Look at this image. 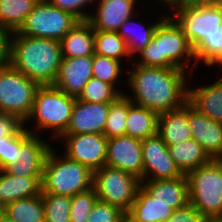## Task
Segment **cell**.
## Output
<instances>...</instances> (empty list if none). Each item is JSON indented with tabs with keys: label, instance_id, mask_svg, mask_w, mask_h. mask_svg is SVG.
I'll list each match as a JSON object with an SVG mask.
<instances>
[{
	"label": "cell",
	"instance_id": "1",
	"mask_svg": "<svg viewBox=\"0 0 222 222\" xmlns=\"http://www.w3.org/2000/svg\"><path fill=\"white\" fill-rule=\"evenodd\" d=\"M132 64L134 67L127 70L128 76L124 79L131 89V95L128 92L124 94L132 103L153 110L159 115L180 108L187 102L188 83L193 74L190 76L189 72L181 68Z\"/></svg>",
	"mask_w": 222,
	"mask_h": 222
},
{
	"label": "cell",
	"instance_id": "2",
	"mask_svg": "<svg viewBox=\"0 0 222 222\" xmlns=\"http://www.w3.org/2000/svg\"><path fill=\"white\" fill-rule=\"evenodd\" d=\"M60 41L12 32L9 64L40 86L53 85L62 61Z\"/></svg>",
	"mask_w": 222,
	"mask_h": 222
},
{
	"label": "cell",
	"instance_id": "3",
	"mask_svg": "<svg viewBox=\"0 0 222 222\" xmlns=\"http://www.w3.org/2000/svg\"><path fill=\"white\" fill-rule=\"evenodd\" d=\"M137 56L134 64L145 67L181 68L189 70L190 75L198 68L193 47L169 15L158 24L150 43Z\"/></svg>",
	"mask_w": 222,
	"mask_h": 222
},
{
	"label": "cell",
	"instance_id": "4",
	"mask_svg": "<svg viewBox=\"0 0 222 222\" xmlns=\"http://www.w3.org/2000/svg\"><path fill=\"white\" fill-rule=\"evenodd\" d=\"M75 100V97L67 95L53 85L40 86L36 91L31 113L23 126L32 135L40 136L49 129L52 131V134L49 133L50 138L57 140L67 129ZM29 121L34 122L30 125L33 126L31 129L28 126L31 124Z\"/></svg>",
	"mask_w": 222,
	"mask_h": 222
},
{
	"label": "cell",
	"instance_id": "5",
	"mask_svg": "<svg viewBox=\"0 0 222 222\" xmlns=\"http://www.w3.org/2000/svg\"><path fill=\"white\" fill-rule=\"evenodd\" d=\"M50 149L41 180L42 194L74 196L93 187V172L77 161Z\"/></svg>",
	"mask_w": 222,
	"mask_h": 222
},
{
	"label": "cell",
	"instance_id": "6",
	"mask_svg": "<svg viewBox=\"0 0 222 222\" xmlns=\"http://www.w3.org/2000/svg\"><path fill=\"white\" fill-rule=\"evenodd\" d=\"M189 201L204 218H222V159L189 172Z\"/></svg>",
	"mask_w": 222,
	"mask_h": 222
},
{
	"label": "cell",
	"instance_id": "7",
	"mask_svg": "<svg viewBox=\"0 0 222 222\" xmlns=\"http://www.w3.org/2000/svg\"><path fill=\"white\" fill-rule=\"evenodd\" d=\"M40 85L13 68L0 67V113L16 116L21 122L29 117Z\"/></svg>",
	"mask_w": 222,
	"mask_h": 222
},
{
	"label": "cell",
	"instance_id": "8",
	"mask_svg": "<svg viewBox=\"0 0 222 222\" xmlns=\"http://www.w3.org/2000/svg\"><path fill=\"white\" fill-rule=\"evenodd\" d=\"M98 200L129 212L141 187V179L119 168L105 165L93 172Z\"/></svg>",
	"mask_w": 222,
	"mask_h": 222
},
{
	"label": "cell",
	"instance_id": "9",
	"mask_svg": "<svg viewBox=\"0 0 222 222\" xmlns=\"http://www.w3.org/2000/svg\"><path fill=\"white\" fill-rule=\"evenodd\" d=\"M80 20L55 7L49 0H39L17 31L28 37L60 41Z\"/></svg>",
	"mask_w": 222,
	"mask_h": 222
},
{
	"label": "cell",
	"instance_id": "10",
	"mask_svg": "<svg viewBox=\"0 0 222 222\" xmlns=\"http://www.w3.org/2000/svg\"><path fill=\"white\" fill-rule=\"evenodd\" d=\"M193 49L222 24V1L213 5L175 8L168 14Z\"/></svg>",
	"mask_w": 222,
	"mask_h": 222
},
{
	"label": "cell",
	"instance_id": "11",
	"mask_svg": "<svg viewBox=\"0 0 222 222\" xmlns=\"http://www.w3.org/2000/svg\"><path fill=\"white\" fill-rule=\"evenodd\" d=\"M63 154L87 166L92 172L106 165L108 139L102 134H61ZM65 142V143H64Z\"/></svg>",
	"mask_w": 222,
	"mask_h": 222
},
{
	"label": "cell",
	"instance_id": "12",
	"mask_svg": "<svg viewBox=\"0 0 222 222\" xmlns=\"http://www.w3.org/2000/svg\"><path fill=\"white\" fill-rule=\"evenodd\" d=\"M142 159L143 180H165L183 176L158 133L142 140Z\"/></svg>",
	"mask_w": 222,
	"mask_h": 222
},
{
	"label": "cell",
	"instance_id": "13",
	"mask_svg": "<svg viewBox=\"0 0 222 222\" xmlns=\"http://www.w3.org/2000/svg\"><path fill=\"white\" fill-rule=\"evenodd\" d=\"M106 165L129 172L143 181L142 140L129 136L108 139Z\"/></svg>",
	"mask_w": 222,
	"mask_h": 222
},
{
	"label": "cell",
	"instance_id": "14",
	"mask_svg": "<svg viewBox=\"0 0 222 222\" xmlns=\"http://www.w3.org/2000/svg\"><path fill=\"white\" fill-rule=\"evenodd\" d=\"M40 135H30L20 145L19 161L4 170L18 177H42L46 157L53 145Z\"/></svg>",
	"mask_w": 222,
	"mask_h": 222
},
{
	"label": "cell",
	"instance_id": "15",
	"mask_svg": "<svg viewBox=\"0 0 222 222\" xmlns=\"http://www.w3.org/2000/svg\"><path fill=\"white\" fill-rule=\"evenodd\" d=\"M110 103H90L76 98L67 129L62 134H104Z\"/></svg>",
	"mask_w": 222,
	"mask_h": 222
},
{
	"label": "cell",
	"instance_id": "16",
	"mask_svg": "<svg viewBox=\"0 0 222 222\" xmlns=\"http://www.w3.org/2000/svg\"><path fill=\"white\" fill-rule=\"evenodd\" d=\"M137 1L140 0H97L87 21L94 30L117 32L126 19L140 14Z\"/></svg>",
	"mask_w": 222,
	"mask_h": 222
},
{
	"label": "cell",
	"instance_id": "17",
	"mask_svg": "<svg viewBox=\"0 0 222 222\" xmlns=\"http://www.w3.org/2000/svg\"><path fill=\"white\" fill-rule=\"evenodd\" d=\"M188 121L192 139L211 159H222V123L198 112L188 103Z\"/></svg>",
	"mask_w": 222,
	"mask_h": 222
},
{
	"label": "cell",
	"instance_id": "18",
	"mask_svg": "<svg viewBox=\"0 0 222 222\" xmlns=\"http://www.w3.org/2000/svg\"><path fill=\"white\" fill-rule=\"evenodd\" d=\"M93 55L76 58H62L54 87L69 96L78 98L84 86L92 77Z\"/></svg>",
	"mask_w": 222,
	"mask_h": 222
},
{
	"label": "cell",
	"instance_id": "19",
	"mask_svg": "<svg viewBox=\"0 0 222 222\" xmlns=\"http://www.w3.org/2000/svg\"><path fill=\"white\" fill-rule=\"evenodd\" d=\"M141 187L153 197L154 200L170 203L174 210L190 203L187 176L165 180H143Z\"/></svg>",
	"mask_w": 222,
	"mask_h": 222
},
{
	"label": "cell",
	"instance_id": "20",
	"mask_svg": "<svg viewBox=\"0 0 222 222\" xmlns=\"http://www.w3.org/2000/svg\"><path fill=\"white\" fill-rule=\"evenodd\" d=\"M212 84L191 87L188 83L187 102L198 112L222 123V77Z\"/></svg>",
	"mask_w": 222,
	"mask_h": 222
},
{
	"label": "cell",
	"instance_id": "21",
	"mask_svg": "<svg viewBox=\"0 0 222 222\" xmlns=\"http://www.w3.org/2000/svg\"><path fill=\"white\" fill-rule=\"evenodd\" d=\"M158 134L168 147L192 138L188 121V102L180 108L159 114Z\"/></svg>",
	"mask_w": 222,
	"mask_h": 222
},
{
	"label": "cell",
	"instance_id": "22",
	"mask_svg": "<svg viewBox=\"0 0 222 222\" xmlns=\"http://www.w3.org/2000/svg\"><path fill=\"white\" fill-rule=\"evenodd\" d=\"M95 30L86 21H79L61 40L63 58H76L94 54Z\"/></svg>",
	"mask_w": 222,
	"mask_h": 222
},
{
	"label": "cell",
	"instance_id": "23",
	"mask_svg": "<svg viewBox=\"0 0 222 222\" xmlns=\"http://www.w3.org/2000/svg\"><path fill=\"white\" fill-rule=\"evenodd\" d=\"M158 15L159 13L156 14L157 18H155L157 19V21H154L153 23L149 22V21H152V19L150 20V17H148L149 18L148 25H145L143 21L137 22L135 20L137 18L136 15L132 16L126 19L124 23L120 26L119 30L117 31L118 34L126 41V44H127V47H128V50L132 59L133 57L137 58L135 57V55L137 56V54L141 52L150 43L151 38L154 35L155 29L157 28L158 24L167 16V13L162 11V14H160V16ZM135 30H137L138 33H136Z\"/></svg>",
	"mask_w": 222,
	"mask_h": 222
},
{
	"label": "cell",
	"instance_id": "24",
	"mask_svg": "<svg viewBox=\"0 0 222 222\" xmlns=\"http://www.w3.org/2000/svg\"><path fill=\"white\" fill-rule=\"evenodd\" d=\"M42 177H18L0 170V203L7 204L41 193Z\"/></svg>",
	"mask_w": 222,
	"mask_h": 222
},
{
	"label": "cell",
	"instance_id": "25",
	"mask_svg": "<svg viewBox=\"0 0 222 222\" xmlns=\"http://www.w3.org/2000/svg\"><path fill=\"white\" fill-rule=\"evenodd\" d=\"M173 211L170 203L154 200L140 187L127 215L135 222H166Z\"/></svg>",
	"mask_w": 222,
	"mask_h": 222
},
{
	"label": "cell",
	"instance_id": "26",
	"mask_svg": "<svg viewBox=\"0 0 222 222\" xmlns=\"http://www.w3.org/2000/svg\"><path fill=\"white\" fill-rule=\"evenodd\" d=\"M168 150L175 165L183 175H187L211 160L204 148L192 138L179 144L171 145Z\"/></svg>",
	"mask_w": 222,
	"mask_h": 222
},
{
	"label": "cell",
	"instance_id": "27",
	"mask_svg": "<svg viewBox=\"0 0 222 222\" xmlns=\"http://www.w3.org/2000/svg\"><path fill=\"white\" fill-rule=\"evenodd\" d=\"M158 118L153 110L132 103L128 108L125 136L143 140L157 134Z\"/></svg>",
	"mask_w": 222,
	"mask_h": 222
},
{
	"label": "cell",
	"instance_id": "28",
	"mask_svg": "<svg viewBox=\"0 0 222 222\" xmlns=\"http://www.w3.org/2000/svg\"><path fill=\"white\" fill-rule=\"evenodd\" d=\"M4 215L15 222H45L42 193L7 204Z\"/></svg>",
	"mask_w": 222,
	"mask_h": 222
},
{
	"label": "cell",
	"instance_id": "29",
	"mask_svg": "<svg viewBox=\"0 0 222 222\" xmlns=\"http://www.w3.org/2000/svg\"><path fill=\"white\" fill-rule=\"evenodd\" d=\"M39 0H0V27L18 31Z\"/></svg>",
	"mask_w": 222,
	"mask_h": 222
},
{
	"label": "cell",
	"instance_id": "30",
	"mask_svg": "<svg viewBox=\"0 0 222 222\" xmlns=\"http://www.w3.org/2000/svg\"><path fill=\"white\" fill-rule=\"evenodd\" d=\"M94 54L121 61L133 60L130 56L126 41L113 31L95 30Z\"/></svg>",
	"mask_w": 222,
	"mask_h": 222
},
{
	"label": "cell",
	"instance_id": "31",
	"mask_svg": "<svg viewBox=\"0 0 222 222\" xmlns=\"http://www.w3.org/2000/svg\"><path fill=\"white\" fill-rule=\"evenodd\" d=\"M197 64L201 62L212 69V67H222V24L193 49ZM212 66V67H211ZM211 67V68H210Z\"/></svg>",
	"mask_w": 222,
	"mask_h": 222
},
{
	"label": "cell",
	"instance_id": "32",
	"mask_svg": "<svg viewBox=\"0 0 222 222\" xmlns=\"http://www.w3.org/2000/svg\"><path fill=\"white\" fill-rule=\"evenodd\" d=\"M131 104L132 102L125 94H122L117 100L110 103L103 134L107 139L125 136L126 118Z\"/></svg>",
	"mask_w": 222,
	"mask_h": 222
},
{
	"label": "cell",
	"instance_id": "33",
	"mask_svg": "<svg viewBox=\"0 0 222 222\" xmlns=\"http://www.w3.org/2000/svg\"><path fill=\"white\" fill-rule=\"evenodd\" d=\"M122 63L124 62L99 54H93L92 77L114 85L122 94H124L125 92H123L122 88L120 89V87H118L120 86V81L121 83L125 82L124 84L126 85V81H122V78H120L122 75L121 73L126 70L122 68Z\"/></svg>",
	"mask_w": 222,
	"mask_h": 222
},
{
	"label": "cell",
	"instance_id": "34",
	"mask_svg": "<svg viewBox=\"0 0 222 222\" xmlns=\"http://www.w3.org/2000/svg\"><path fill=\"white\" fill-rule=\"evenodd\" d=\"M121 95L122 93L114 85L91 77L78 99L90 103H112Z\"/></svg>",
	"mask_w": 222,
	"mask_h": 222
},
{
	"label": "cell",
	"instance_id": "35",
	"mask_svg": "<svg viewBox=\"0 0 222 222\" xmlns=\"http://www.w3.org/2000/svg\"><path fill=\"white\" fill-rule=\"evenodd\" d=\"M45 222H70L71 197L42 194Z\"/></svg>",
	"mask_w": 222,
	"mask_h": 222
},
{
	"label": "cell",
	"instance_id": "36",
	"mask_svg": "<svg viewBox=\"0 0 222 222\" xmlns=\"http://www.w3.org/2000/svg\"><path fill=\"white\" fill-rule=\"evenodd\" d=\"M31 135L23 126L15 135L6 136L0 141V170L19 161L20 145Z\"/></svg>",
	"mask_w": 222,
	"mask_h": 222
},
{
	"label": "cell",
	"instance_id": "37",
	"mask_svg": "<svg viewBox=\"0 0 222 222\" xmlns=\"http://www.w3.org/2000/svg\"><path fill=\"white\" fill-rule=\"evenodd\" d=\"M98 197L94 187L71 197L70 222H87Z\"/></svg>",
	"mask_w": 222,
	"mask_h": 222
},
{
	"label": "cell",
	"instance_id": "38",
	"mask_svg": "<svg viewBox=\"0 0 222 222\" xmlns=\"http://www.w3.org/2000/svg\"><path fill=\"white\" fill-rule=\"evenodd\" d=\"M124 215L119 208L97 200L87 222H121Z\"/></svg>",
	"mask_w": 222,
	"mask_h": 222
},
{
	"label": "cell",
	"instance_id": "39",
	"mask_svg": "<svg viewBox=\"0 0 222 222\" xmlns=\"http://www.w3.org/2000/svg\"><path fill=\"white\" fill-rule=\"evenodd\" d=\"M49 1L55 7L73 14L80 21L88 20L91 14L90 6L92 7L91 4L97 2V0H49ZM88 9H90V11Z\"/></svg>",
	"mask_w": 222,
	"mask_h": 222
},
{
	"label": "cell",
	"instance_id": "40",
	"mask_svg": "<svg viewBox=\"0 0 222 222\" xmlns=\"http://www.w3.org/2000/svg\"><path fill=\"white\" fill-rule=\"evenodd\" d=\"M204 217L190 203L173 211L166 222H202Z\"/></svg>",
	"mask_w": 222,
	"mask_h": 222
},
{
	"label": "cell",
	"instance_id": "41",
	"mask_svg": "<svg viewBox=\"0 0 222 222\" xmlns=\"http://www.w3.org/2000/svg\"><path fill=\"white\" fill-rule=\"evenodd\" d=\"M23 127L16 116L0 113V141L3 137L15 135Z\"/></svg>",
	"mask_w": 222,
	"mask_h": 222
},
{
	"label": "cell",
	"instance_id": "42",
	"mask_svg": "<svg viewBox=\"0 0 222 222\" xmlns=\"http://www.w3.org/2000/svg\"><path fill=\"white\" fill-rule=\"evenodd\" d=\"M11 33L0 27V67L9 64V42Z\"/></svg>",
	"mask_w": 222,
	"mask_h": 222
},
{
	"label": "cell",
	"instance_id": "43",
	"mask_svg": "<svg viewBox=\"0 0 222 222\" xmlns=\"http://www.w3.org/2000/svg\"><path fill=\"white\" fill-rule=\"evenodd\" d=\"M149 2L150 0H146ZM151 2H156V5H161L162 11L169 14V11L171 12L175 8H181V0H151L149 3L151 5ZM163 4V5H162ZM164 6L166 9H164ZM167 6V7H166ZM164 9V10H163ZM166 10V11H165ZM168 10V12H167Z\"/></svg>",
	"mask_w": 222,
	"mask_h": 222
},
{
	"label": "cell",
	"instance_id": "44",
	"mask_svg": "<svg viewBox=\"0 0 222 222\" xmlns=\"http://www.w3.org/2000/svg\"><path fill=\"white\" fill-rule=\"evenodd\" d=\"M222 0H181V7L213 5Z\"/></svg>",
	"mask_w": 222,
	"mask_h": 222
},
{
	"label": "cell",
	"instance_id": "45",
	"mask_svg": "<svg viewBox=\"0 0 222 222\" xmlns=\"http://www.w3.org/2000/svg\"><path fill=\"white\" fill-rule=\"evenodd\" d=\"M202 222H222V218H204Z\"/></svg>",
	"mask_w": 222,
	"mask_h": 222
},
{
	"label": "cell",
	"instance_id": "46",
	"mask_svg": "<svg viewBox=\"0 0 222 222\" xmlns=\"http://www.w3.org/2000/svg\"><path fill=\"white\" fill-rule=\"evenodd\" d=\"M121 222H135L132 218H130L127 214H125L122 219Z\"/></svg>",
	"mask_w": 222,
	"mask_h": 222
},
{
	"label": "cell",
	"instance_id": "47",
	"mask_svg": "<svg viewBox=\"0 0 222 222\" xmlns=\"http://www.w3.org/2000/svg\"><path fill=\"white\" fill-rule=\"evenodd\" d=\"M0 222H15V221L9 219L6 215L3 214V215L0 217Z\"/></svg>",
	"mask_w": 222,
	"mask_h": 222
},
{
	"label": "cell",
	"instance_id": "48",
	"mask_svg": "<svg viewBox=\"0 0 222 222\" xmlns=\"http://www.w3.org/2000/svg\"><path fill=\"white\" fill-rule=\"evenodd\" d=\"M4 214V206L0 203V217Z\"/></svg>",
	"mask_w": 222,
	"mask_h": 222
}]
</instances>
